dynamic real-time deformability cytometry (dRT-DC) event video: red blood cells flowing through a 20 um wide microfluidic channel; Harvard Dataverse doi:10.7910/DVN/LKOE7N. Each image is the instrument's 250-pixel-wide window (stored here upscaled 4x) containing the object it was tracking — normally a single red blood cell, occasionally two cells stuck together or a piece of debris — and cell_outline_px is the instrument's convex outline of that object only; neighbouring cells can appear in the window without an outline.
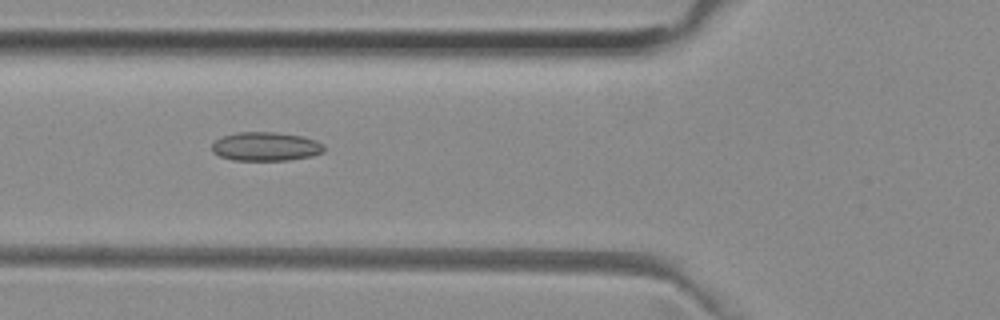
{"species": "common noctule bat (a hibernating species)", "species_latin": "Nyctalus noctula", "temperature_condition": "room temperature", "stored_images_in_passage": 49, "camera_frame_rate_fps": 3000, "um_per_image_px": 0.085, "animal": {"sex": "female", "body_mass_g": 29.2, "forearm_length_mm": 56.3}, "frame": {"image": 1, "passage_image": 16, "time_ms": 5.0, "image_size_px": [1000, 320], "cell_outline_px": [[324, 152], [312, 156], [288, 160], [232, 160], [220, 156], [212, 152], [212, 144], [216, 140], [224, 136], [236, 132], [276, 132], [304, 136], [316, 140], [324, 144]], "centroid_in_image_um": [22.61, 12.45], "position_along_channel_um": 103.2, "area_um2": 18.96}}
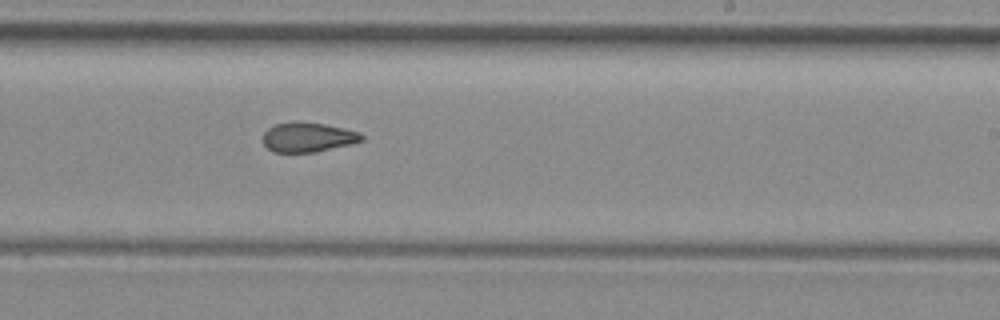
{"frame": {"image": 2, "passage_image": 28, "time_ms": 9.0, "image_size_px": [1000, 320], "cell_outline_px": [[364, 140], [316, 152], [272, 152], [264, 144], [264, 132], [268, 128], [276, 124], [324, 124], [344, 128], [360, 132], [364, 136]], "centroid_in_image_um": [26.2, 11.7], "position_along_channel_um": 262.8, "area_um2": 16.36}}
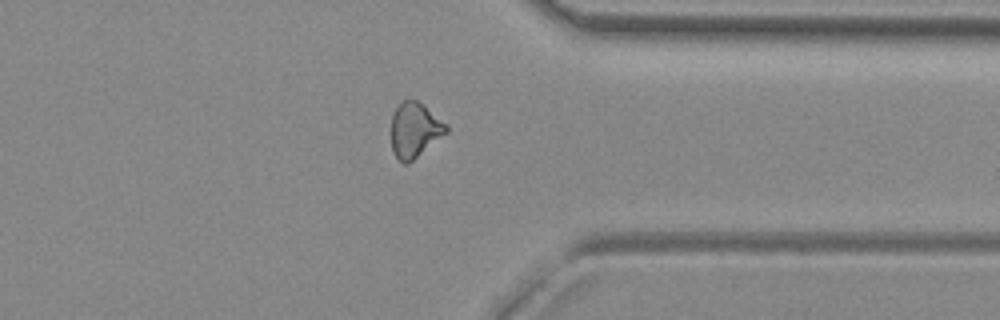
{"frame": {"image": 3, "passage_image": 37, "time_ms": 12.0, "image_size_px": [1000, 320], "cell_outline_px": [[448, 132], [408, 164], [404, 164], [396, 156], [392, 148], [392, 116], [396, 108], [404, 100], [416, 100], [448, 124]], "centroid_in_image_um": [35.27, 11.06], "position_along_channel_um": 376.1, "area_um2": 17.34}, "authors_computed_cell_mechanics": {"area_um2": 17.8024, "velocity_mm_per_s": 3.9935, "shape_relaxation_time_tau1_ms": null, "shape_relaxation_time_tau2_ms": 2.5767, "deformation_change_tau1": null, "deformation_change_tau2": 0.0943}}